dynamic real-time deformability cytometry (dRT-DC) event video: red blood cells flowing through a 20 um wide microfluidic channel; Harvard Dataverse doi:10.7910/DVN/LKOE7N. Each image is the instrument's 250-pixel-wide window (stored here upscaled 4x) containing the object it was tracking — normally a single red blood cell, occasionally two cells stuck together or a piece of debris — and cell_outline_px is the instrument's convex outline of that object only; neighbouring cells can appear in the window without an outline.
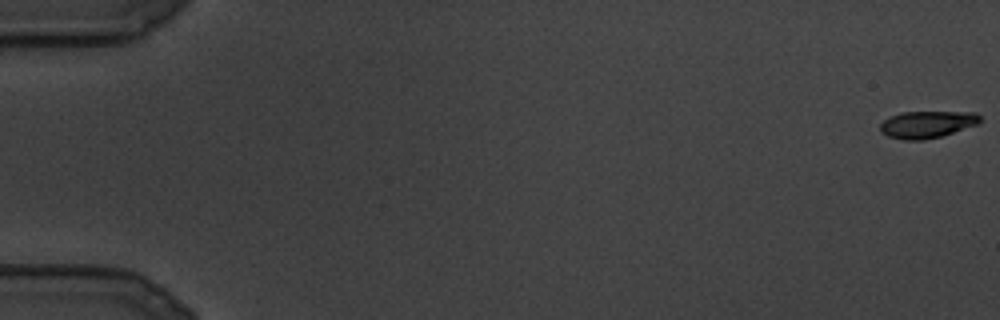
{"species": "common noctule bat (a hibernating species)", "species_latin": "Nyctalus noctula", "temperature_condition": "cold", "stored_images_in_passage": 37, "camera_frame_rate_fps": 3000, "um_per_image_px": 0.085, "animal": {"sex": "male", "body_mass_g": 19.5, "forearm_length_mm": 54.6}, "frame": {"image": 1, "passage_image": 1, "time_ms": 0.0, "image_size_px": [1000, 320], "cell_outline_px": [[980, 124], [940, 136], [924, 140], [904, 140], [888, 136], [880, 132], [880, 124], [884, 120], [900, 112], [976, 112], [980, 116]], "centroid_in_image_um": [78.81, 10.57], "position_along_channel_um": 6.2, "area_um2": 15.72}}
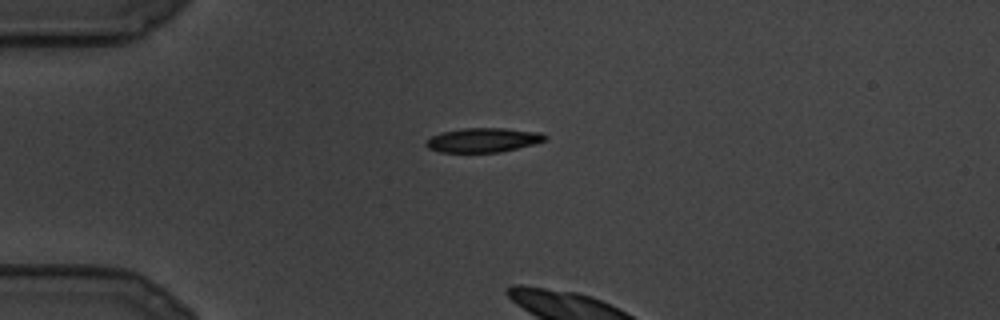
{"frame": {"image": 2, "passage_image": 28, "time_ms": 9.0, "image_size_px": [1000, 320], "cell_outline_px": [[548, 140], [536, 144], [500, 152], [440, 152], [428, 148], [424, 144], [432, 136], [440, 132], [464, 128], [504, 128], [540, 132], [548, 136]], "centroid_in_image_um": [41.11, 11.9], "position_along_channel_um": 43.9, "area_um2": 16.99}}